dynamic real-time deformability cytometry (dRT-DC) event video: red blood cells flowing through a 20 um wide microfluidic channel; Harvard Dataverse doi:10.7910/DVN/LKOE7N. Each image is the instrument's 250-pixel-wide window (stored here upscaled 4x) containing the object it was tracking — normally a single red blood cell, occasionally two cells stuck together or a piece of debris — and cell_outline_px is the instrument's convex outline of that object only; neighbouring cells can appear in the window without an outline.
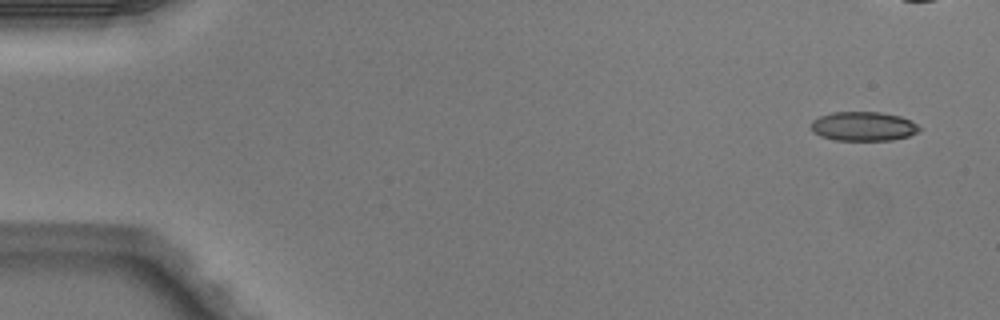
{"species": "Egyptian fruit bat (a non-hibernating species)", "species_latin": "Rousettus aegyptiacus", "temperature_condition": "warm", "stored_images_in_passage": 7, "camera_frame_rate_fps": 3000, "um_per_image_px": 0.085, "animal": {"sex": "male"}, "frame": {"image": 1, "passage_image": 1, "time_ms": 0.0, "image_size_px": [1000, 320], "cell_outline_px": [[920, 128], [916, 132], [908, 136], [892, 140], [836, 140], [820, 136], [812, 132], [812, 120], [820, 116], [832, 112], [880, 112], [900, 116], [912, 120]], "centroid_in_image_um": [73.37, 10.73], "position_along_channel_um": 11.6, "area_um2": 18.38}}